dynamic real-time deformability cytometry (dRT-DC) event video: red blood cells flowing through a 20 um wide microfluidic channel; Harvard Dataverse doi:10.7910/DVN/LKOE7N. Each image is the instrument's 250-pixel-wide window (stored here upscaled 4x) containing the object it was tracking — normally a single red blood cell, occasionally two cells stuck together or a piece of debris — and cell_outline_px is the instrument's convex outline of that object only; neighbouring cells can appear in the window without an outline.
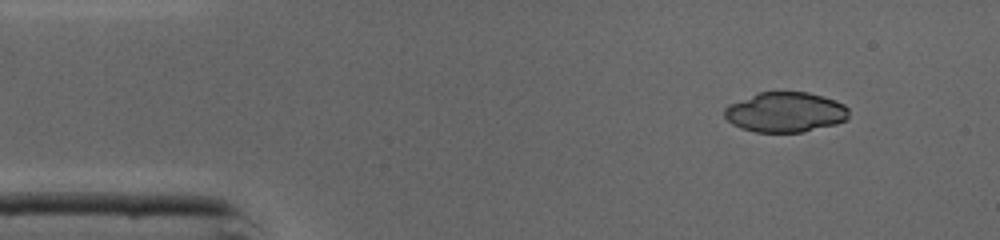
{"species": "common noctule bat (a hibernating species)", "species_latin": "Nyctalus noctula", "temperature_condition": "cold", "stored_images_in_passage": 40, "camera_frame_rate_fps": 3000, "um_per_image_px": 0.085, "animal": {"sex": "male", "body_mass_g": 19.0, "forearm_length_mm": 50.8}, "frame": {"image": 1, "passage_image": 1, "time_ms": 0.0, "image_size_px": [1000, 240], "cell_outline_px": [[848, 120], [836, 124], [804, 132], [756, 132], [740, 128], [732, 124], [724, 116], [724, 108], [728, 104], [760, 92], [808, 92], [824, 96], [836, 100], [844, 104], [848, 108]], "centroid_in_image_um": [66.77, 9.54], "position_along_channel_um": 18.2, "area_um2": 29.25}}